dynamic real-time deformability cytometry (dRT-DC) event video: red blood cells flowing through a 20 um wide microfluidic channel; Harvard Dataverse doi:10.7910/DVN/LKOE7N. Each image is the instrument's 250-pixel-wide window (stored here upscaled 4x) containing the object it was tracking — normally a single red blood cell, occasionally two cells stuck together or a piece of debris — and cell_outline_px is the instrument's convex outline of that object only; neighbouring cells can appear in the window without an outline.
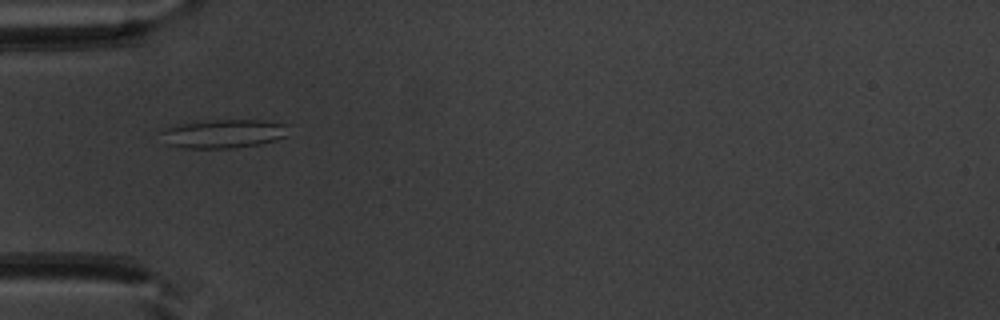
{"species": "common noctule bat (a hibernating species)", "species_latin": "Nyctalus noctula", "temperature_condition": "warm", "stored_images_in_passage": 51, "camera_frame_rate_fps": 3000, "um_per_image_px": 0.085, "animal": {"sex": "male", "body_mass_g": 20.1, "forearm_length_mm": 53.5}, "frame": {"image": 1, "passage_image": 17, "time_ms": 5.333, "image_size_px": [1000, 320], "cell_outline_px": [[288, 136], [276, 140], [260, 144], [232, 148], [180, 148], [168, 144], [160, 132], [164, 128], [176, 124], [212, 120], [264, 120], [288, 124]], "centroid_in_image_um": [19.03, 11.36], "position_along_channel_um": 66.0, "area_um2": 21.5}}
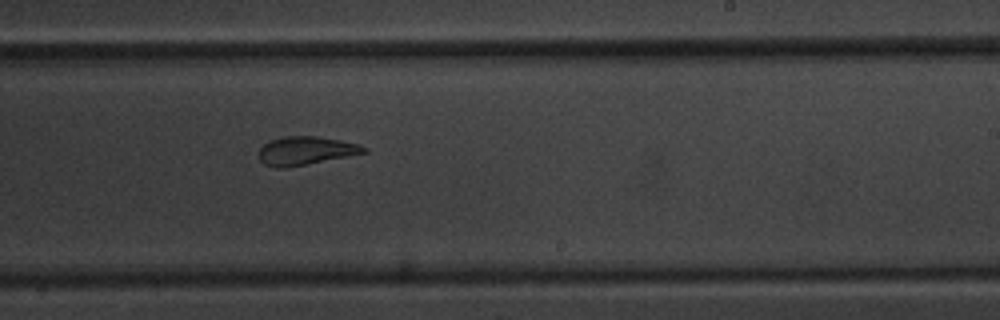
{"frame": {"image": 2, "passage_image": 32, "time_ms": 10.333, "image_size_px": [1000, 320], "cell_outline_px": [[368, 152], [284, 168], [276, 168], [264, 164], [260, 160], [260, 148], [264, 144], [272, 140], [284, 136], [316, 136], [340, 140], [360, 144], [368, 148]], "centroid_in_image_um": [26.0, 12.8], "position_along_channel_um": 263.0, "area_um2": 17.17}}
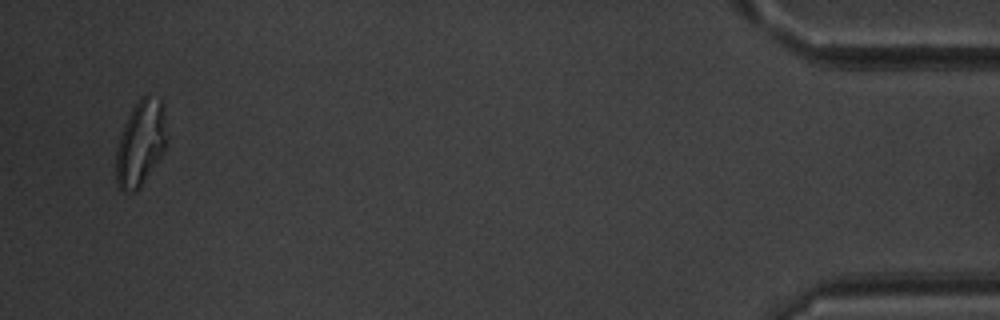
{"frame": {"image": 3, "passage_image": 50, "time_ms": 16.333, "image_size_px": [1000, 320], "cell_outline_px": [[168, 144], [164, 152], [140, 188], [136, 192], [120, 192], [116, 184], [116, 148], [124, 124], [132, 108], [148, 92], [160, 100], [164, 104], [168, 136]], "centroid_in_image_um": [11.98, 12.19], "position_along_channel_um": 423.2, "area_um2": 26.01}, "authors_computed_cell_mechanics": {"area_um2": 20.519, "velocity_mm_per_s": 3.955, "shape_relaxation_time_tau1_ms": null, "shape_relaxation_time_tau2_ms": 2.4696, "deformation_change_tau1": null, "deformation_change_tau2": 0.074}}